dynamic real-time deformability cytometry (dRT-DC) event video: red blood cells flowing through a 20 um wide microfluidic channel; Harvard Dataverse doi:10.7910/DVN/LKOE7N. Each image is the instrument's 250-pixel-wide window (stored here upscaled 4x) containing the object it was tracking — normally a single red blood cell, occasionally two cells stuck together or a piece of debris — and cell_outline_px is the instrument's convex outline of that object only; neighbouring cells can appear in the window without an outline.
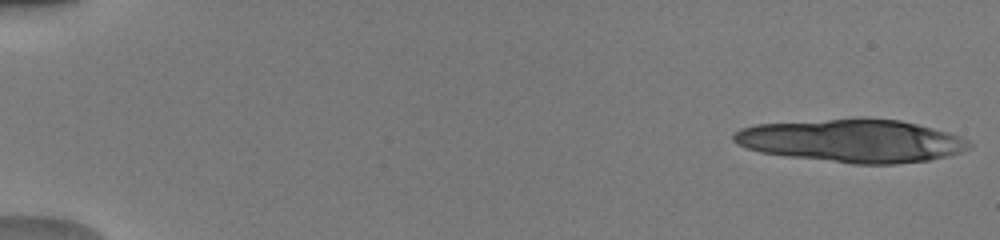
{"species": "human", "species_latin": "Homo sapiens", "temperature_condition": "warm", "stored_images_in_passage": 16, "camera_frame_rate_fps": 3000, "um_per_image_px": 0.085, "donor": {"sex": "male"}, "frame": {"image": 1, "passage_image": 1, "time_ms": 0.0, "image_size_px": [1000, 240], "cell_outline_px": [[972, 148], [948, 156], [928, 160], [896, 164], [852, 164], [788, 156], [760, 152], [748, 148], [732, 140], [732, 136], [740, 128], [756, 124], [864, 116], [900, 120], [948, 132], [960, 136], [968, 140], [972, 144]], "centroid_in_image_um": [72.46, 11.94], "position_along_channel_um": 12.5, "area_um2": 59.65}}